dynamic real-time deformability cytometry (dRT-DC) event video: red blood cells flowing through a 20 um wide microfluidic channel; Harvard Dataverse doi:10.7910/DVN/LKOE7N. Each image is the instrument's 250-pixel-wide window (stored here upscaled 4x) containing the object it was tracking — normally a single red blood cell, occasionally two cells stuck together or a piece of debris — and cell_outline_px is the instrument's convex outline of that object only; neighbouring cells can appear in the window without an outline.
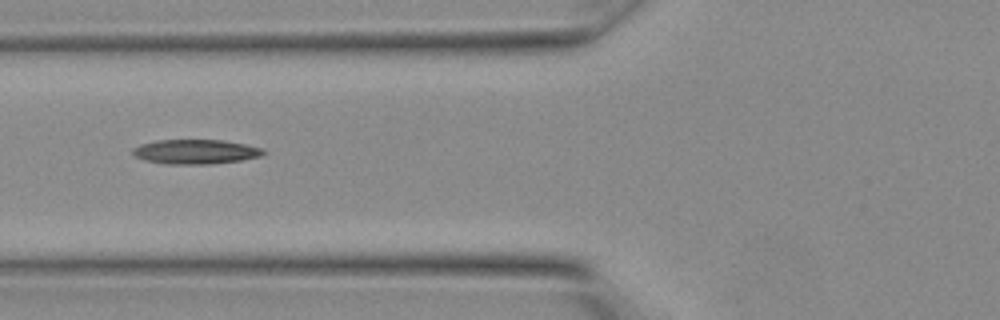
{"species": "Egyptian fruit bat (a non-hibernating species)", "species_latin": "Rousettus aegyptiacus", "temperature_condition": "warm", "stored_images_in_passage": 7, "camera_frame_rate_fps": 3000, "um_per_image_px": 0.085, "animal": {"sex": "female"}, "frame": {"image": 1, "passage_image": 6, "time_ms": 1.667, "image_size_px": [1000, 320], "cell_outline_px": [[268, 152], [260, 156], [240, 160], [212, 164], [164, 164], [144, 160], [136, 156], [132, 152], [132, 148], [140, 144], [156, 140], [220, 140], [244, 144], [260, 148]], "centroid_in_image_um": [16.59, 12.9], "position_along_channel_um": 109.2, "area_um2": 18.61}}